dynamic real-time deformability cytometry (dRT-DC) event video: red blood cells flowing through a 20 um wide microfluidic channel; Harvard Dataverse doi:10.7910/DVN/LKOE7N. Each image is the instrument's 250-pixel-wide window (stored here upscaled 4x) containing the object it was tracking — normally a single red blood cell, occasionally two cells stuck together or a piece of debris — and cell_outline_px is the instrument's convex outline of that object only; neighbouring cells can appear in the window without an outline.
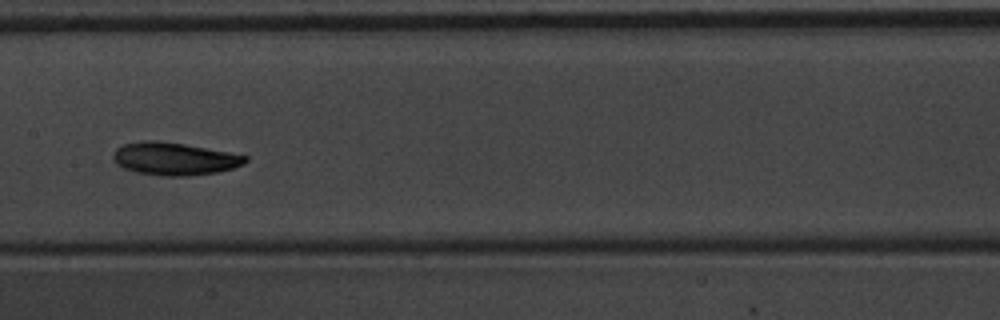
{"species": "common noctule bat (a hibernating species)", "species_latin": "Nyctalus noctula", "temperature_condition": "warm", "stored_images_in_passage": 10, "camera_frame_rate_fps": 3000, "um_per_image_px": 0.085, "animal": {"sex": "male", "body_mass_g": 20.1, "forearm_length_mm": 53.5}, "frame": {"image": 1, "passage_image": 9, "time_ms": 2.667, "image_size_px": [1000, 320], "cell_outline_px": [[248, 160], [244, 164], [232, 168], [216, 172], [188, 176], [160, 176], [136, 172], [124, 168], [116, 164], [112, 160], [112, 152], [116, 148], [124, 144], [144, 140], [156, 140], [184, 144], [228, 152], [248, 156]], "centroid_in_image_um": [14.77, 13.49], "position_along_channel_um": 192.6, "area_um2": 25.26}}
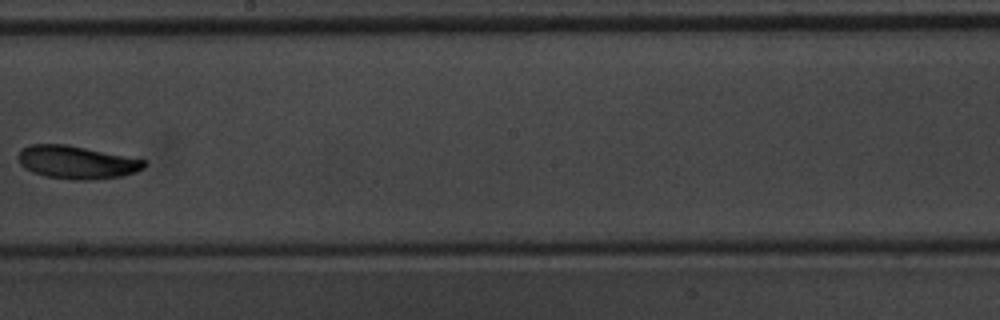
{"frame": {"image": 2, "passage_image": 10, "time_ms": 3.0, "image_size_px": [1000, 320], "cell_outline_px": [[148, 164], [144, 168], [136, 172], [124, 176], [92, 180], [72, 180], [48, 176], [32, 172], [24, 168], [20, 164], [16, 156], [28, 144], [64, 144], [144, 160]], "centroid_in_image_um": [6.5, 13.81], "position_along_channel_um": 241.7, "area_um2": 24.1}}